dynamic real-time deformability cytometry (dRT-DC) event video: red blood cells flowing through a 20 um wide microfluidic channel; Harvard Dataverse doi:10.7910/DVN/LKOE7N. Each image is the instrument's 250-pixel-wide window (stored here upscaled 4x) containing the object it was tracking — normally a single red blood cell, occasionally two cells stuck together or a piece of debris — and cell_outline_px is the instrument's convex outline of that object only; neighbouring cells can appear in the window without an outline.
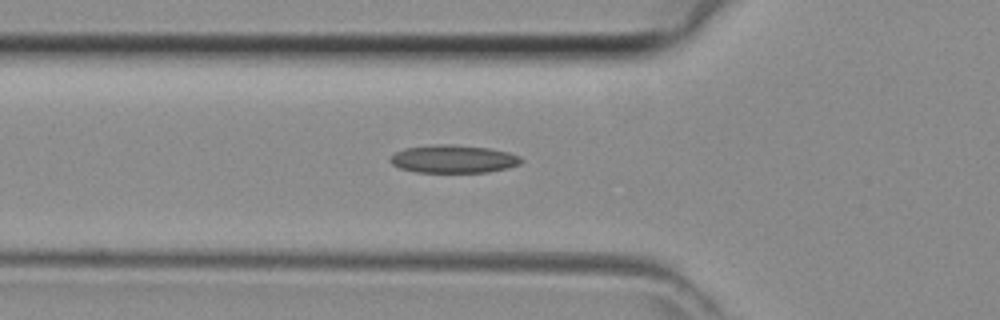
{"species": "common noctule bat (a hibernating species)", "species_latin": "Nyctalus noctula", "temperature_condition": "room temperature", "stored_images_in_passage": 33, "segment_of_instrument_passage": [1, 2], "camera_frame_rate_fps": 3000, "um_per_image_px": 0.085, "animal": {"sex": "female", "body_mass_g": 29.2, "forearm_length_mm": 56.3}, "frame": {"image": 1, "passage_image": 3, "time_ms": 0.667, "image_size_px": [1000, 320], "cell_outline_px": [[524, 160], [520, 164], [508, 168], [488, 172], [416, 172], [400, 168], [392, 164], [388, 160], [396, 152], [404, 148], [432, 144], [452, 144], [488, 148], [508, 152], [520, 156]], "centroid_in_image_um": [38.54, 13.51], "position_along_channel_um": 87.3, "area_um2": 21.44}}
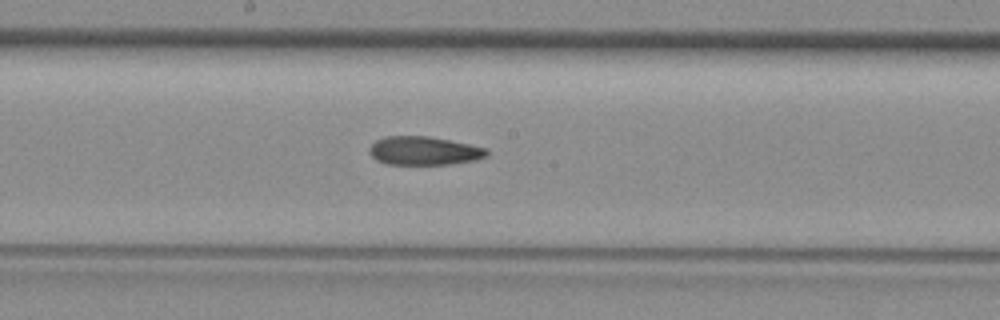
{"frame": {"image": 2, "passage_image": 11, "time_ms": 3.333, "image_size_px": [1000, 320], "cell_outline_px": [[488, 156], [476, 160], [448, 164], [388, 164], [376, 160], [368, 152], [368, 148], [376, 140], [388, 136], [428, 136], [468, 144], [484, 148], [488, 152]], "centroid_in_image_um": [36.0, 12.82], "position_along_channel_um": 212.2, "area_um2": 19.36}}
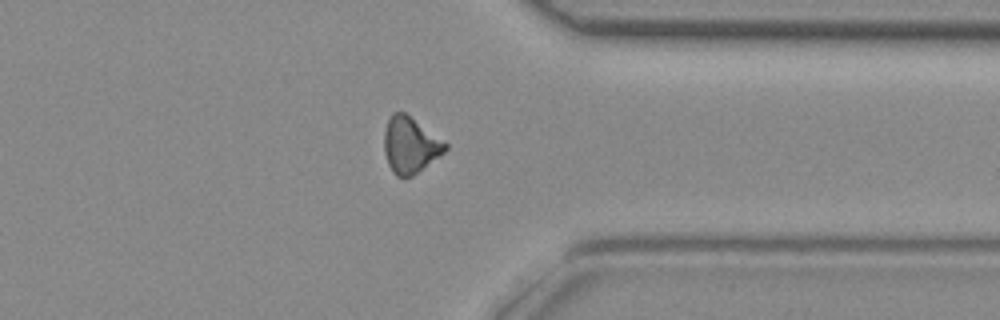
{"frame": {"image": 3, "passage_image": 22, "time_ms": 7.0, "image_size_px": [1000, 320], "cell_outline_px": [[448, 148], [444, 152], [412, 176], [396, 176], [392, 172], [388, 164], [384, 152], [384, 132], [388, 120], [392, 112], [404, 112], [448, 144]], "centroid_in_image_um": [34.84, 12.33], "position_along_channel_um": 376.6, "area_um2": 19.65}}